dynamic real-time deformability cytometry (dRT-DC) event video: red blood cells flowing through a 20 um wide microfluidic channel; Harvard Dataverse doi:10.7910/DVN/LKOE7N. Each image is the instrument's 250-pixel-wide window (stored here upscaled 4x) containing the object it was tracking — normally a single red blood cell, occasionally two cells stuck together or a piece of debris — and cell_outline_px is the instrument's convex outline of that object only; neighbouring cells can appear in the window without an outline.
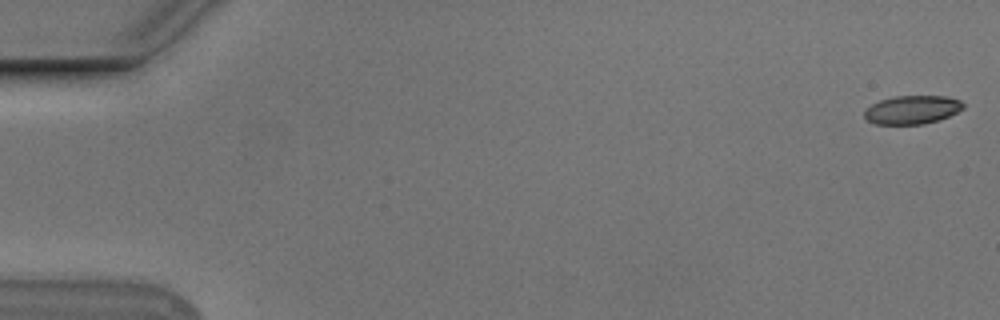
{"species": "Egyptian fruit bat (a non-hibernating species)", "species_latin": "Rousettus aegyptiacus", "temperature_condition": "cold", "stored_images_in_passage": 55, "camera_frame_rate_fps": 3000, "um_per_image_px": 0.085, "animal": {"sex": "male"}, "frame": {"image": 1, "passage_image": 1, "time_ms": 0.0, "image_size_px": [1000, 320], "cell_outline_px": [[964, 108], [948, 116], [924, 124], [876, 124], [868, 120], [864, 116], [864, 112], [872, 104], [880, 100], [892, 96], [944, 96], [960, 100], [964, 104]], "centroid_in_image_um": [77.53, 9.32], "position_along_channel_um": 7.5, "area_um2": 16.24}}
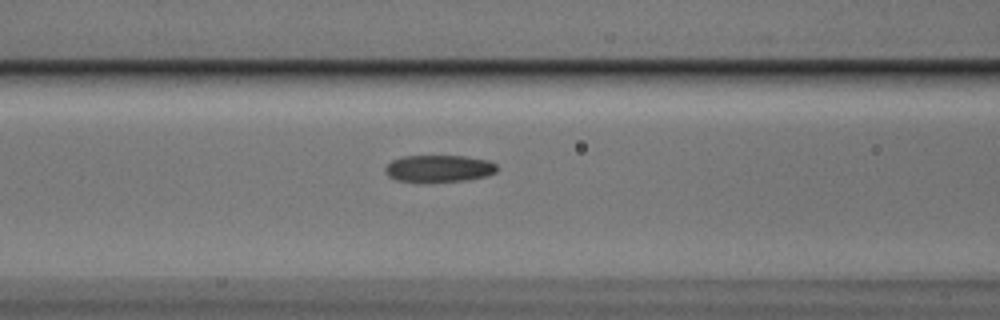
{"frame": {"image": 2, "passage_image": 23, "time_ms": 7.333, "image_size_px": [1000, 320], "cell_outline_px": [[500, 168], [496, 172], [488, 176], [468, 180], [396, 180], [388, 176], [384, 168], [392, 160], [400, 156], [464, 156], [488, 160], [496, 164]], "centroid_in_image_um": [37.36, 14.29], "position_along_channel_um": 129.2, "area_um2": 17.28}}
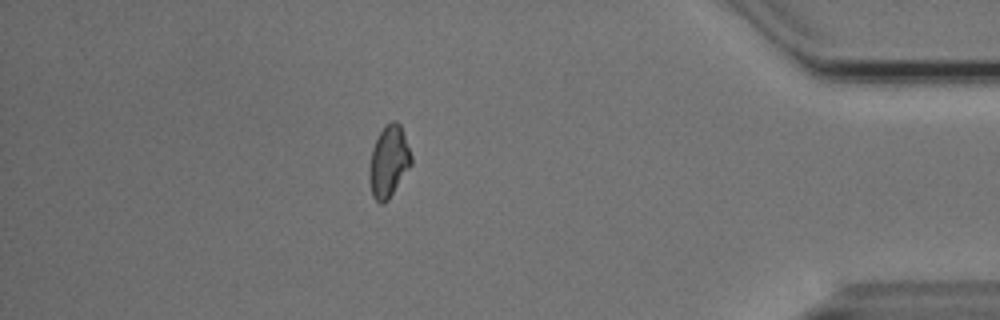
{"frame": {"image": 3, "passage_image": 48, "time_ms": 15.667, "image_size_px": [1000, 320], "cell_outline_px": [[412, 164], [388, 200], [384, 204], [380, 204], [372, 196], [368, 176], [368, 168], [372, 148], [384, 124], [392, 120], [396, 120], [400, 124], [412, 156]], "centroid_in_image_um": [33.02, 13.73], "position_along_channel_um": 402.2, "area_um2": 17.69}, "authors_computed_cell_mechanics": {"area_um2": 17.4556, "velocity_mm_per_s": 3.7561, "shape_relaxation_time_tau1_ms": 4.8546, "shape_relaxation_time_tau2_ms": 6.3411, "deformation_change_tau1": 0.1394, "deformation_change_tau2": 0.1353}}